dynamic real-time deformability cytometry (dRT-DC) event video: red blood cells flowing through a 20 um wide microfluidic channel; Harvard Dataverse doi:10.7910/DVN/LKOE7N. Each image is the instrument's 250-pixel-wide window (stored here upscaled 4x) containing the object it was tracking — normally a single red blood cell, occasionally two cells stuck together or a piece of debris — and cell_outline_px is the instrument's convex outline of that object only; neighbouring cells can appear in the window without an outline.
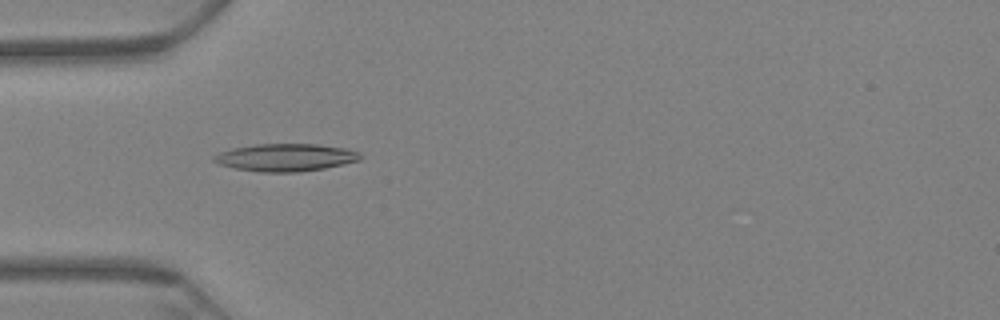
{"species": "Egyptian fruit bat (a non-hibernating species)", "species_latin": "Rousettus aegyptiacus", "temperature_condition": "warm", "stored_images_in_passage": 5, "camera_frame_rate_fps": 3000, "um_per_image_px": 0.085, "animal": {"sex": "female"}, "frame": {"image": 1, "passage_image": 2, "time_ms": 0.333, "image_size_px": [1000, 320], "cell_outline_px": [[360, 160], [344, 164], [324, 168], [296, 172], [260, 172], [236, 168], [220, 164], [212, 160], [212, 156], [220, 152], [232, 148], [256, 144], [316, 144], [344, 148], [360, 152]], "centroid_in_image_um": [24.26, 13.38], "position_along_channel_um": 60.7, "area_um2": 23.35}}